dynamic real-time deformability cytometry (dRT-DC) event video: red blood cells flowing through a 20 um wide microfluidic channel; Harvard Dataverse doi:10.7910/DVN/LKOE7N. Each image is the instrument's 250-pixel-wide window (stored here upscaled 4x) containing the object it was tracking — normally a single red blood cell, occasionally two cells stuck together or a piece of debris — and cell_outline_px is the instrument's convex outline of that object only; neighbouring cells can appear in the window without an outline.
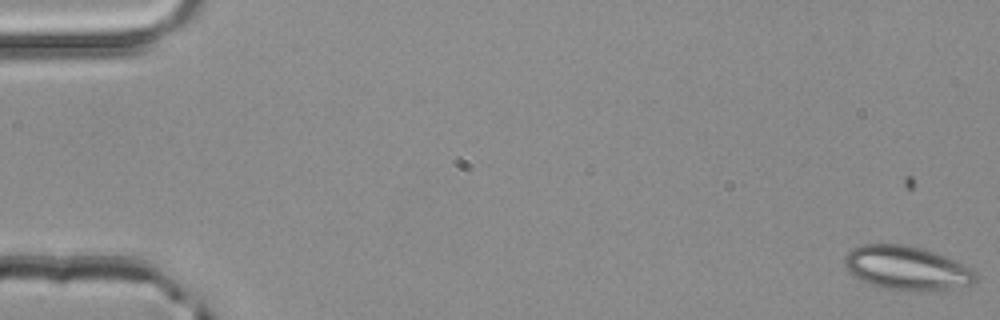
{"species": "common noctule bat (a hibernating species)", "species_latin": "Nyctalus noctula", "temperature_condition": "room temperature", "stored_images_in_passage": 18, "camera_frame_rate_fps": 3000, "um_per_image_px": 0.085, "animal": {"sex": "male", "body_mass_g": 20.4}, "frame": {"image": 1, "passage_image": 5, "time_ms": 1.333, "image_size_px": [1000, 320], "cell_outline_px": [[976, 280], [972, 284], [952, 288], [928, 292], [900, 292], [880, 288], [868, 284], [860, 280], [848, 272], [844, 264], [844, 256], [852, 248], [864, 244], [904, 244], [924, 248], [936, 252], [976, 272]], "centroid_in_image_um": [77.02, 22.81], "position_along_channel_um": 8.0, "area_um2": 34.16}}